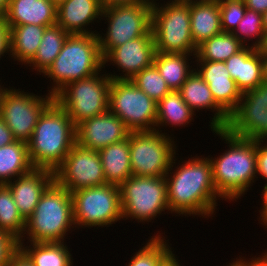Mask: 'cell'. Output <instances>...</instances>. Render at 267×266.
<instances>
[{"label": "cell", "mask_w": 267, "mask_h": 266, "mask_svg": "<svg viewBox=\"0 0 267 266\" xmlns=\"http://www.w3.org/2000/svg\"><path fill=\"white\" fill-rule=\"evenodd\" d=\"M262 254H263L262 256L267 259V251Z\"/></svg>", "instance_id": "56"}, {"label": "cell", "mask_w": 267, "mask_h": 266, "mask_svg": "<svg viewBox=\"0 0 267 266\" xmlns=\"http://www.w3.org/2000/svg\"><path fill=\"white\" fill-rule=\"evenodd\" d=\"M76 143V126L55 100L40 115L28 154L34 168L55 171Z\"/></svg>", "instance_id": "3"}, {"label": "cell", "mask_w": 267, "mask_h": 266, "mask_svg": "<svg viewBox=\"0 0 267 266\" xmlns=\"http://www.w3.org/2000/svg\"><path fill=\"white\" fill-rule=\"evenodd\" d=\"M193 115L196 116L184 102L180 92L170 91L157 103L155 130L161 128L160 126H186L193 120Z\"/></svg>", "instance_id": "30"}, {"label": "cell", "mask_w": 267, "mask_h": 266, "mask_svg": "<svg viewBox=\"0 0 267 266\" xmlns=\"http://www.w3.org/2000/svg\"><path fill=\"white\" fill-rule=\"evenodd\" d=\"M223 32L233 33L244 17L246 6L243 0H219Z\"/></svg>", "instance_id": "37"}, {"label": "cell", "mask_w": 267, "mask_h": 266, "mask_svg": "<svg viewBox=\"0 0 267 266\" xmlns=\"http://www.w3.org/2000/svg\"><path fill=\"white\" fill-rule=\"evenodd\" d=\"M263 63H264V81L267 82V46L262 48Z\"/></svg>", "instance_id": "48"}, {"label": "cell", "mask_w": 267, "mask_h": 266, "mask_svg": "<svg viewBox=\"0 0 267 266\" xmlns=\"http://www.w3.org/2000/svg\"><path fill=\"white\" fill-rule=\"evenodd\" d=\"M69 35L57 24L46 27L37 53L27 65L44 74L57 58Z\"/></svg>", "instance_id": "31"}, {"label": "cell", "mask_w": 267, "mask_h": 266, "mask_svg": "<svg viewBox=\"0 0 267 266\" xmlns=\"http://www.w3.org/2000/svg\"><path fill=\"white\" fill-rule=\"evenodd\" d=\"M12 181L6 185L11 190L19 213L26 220L35 211L45 190L54 181V172L33 168L30 172L18 176Z\"/></svg>", "instance_id": "19"}, {"label": "cell", "mask_w": 267, "mask_h": 266, "mask_svg": "<svg viewBox=\"0 0 267 266\" xmlns=\"http://www.w3.org/2000/svg\"><path fill=\"white\" fill-rule=\"evenodd\" d=\"M104 67L97 34H70L57 58L43 74L53 80L55 96L67 84L89 78Z\"/></svg>", "instance_id": "4"}, {"label": "cell", "mask_w": 267, "mask_h": 266, "mask_svg": "<svg viewBox=\"0 0 267 266\" xmlns=\"http://www.w3.org/2000/svg\"><path fill=\"white\" fill-rule=\"evenodd\" d=\"M225 129L238 138L267 140V82L242 94Z\"/></svg>", "instance_id": "15"}, {"label": "cell", "mask_w": 267, "mask_h": 266, "mask_svg": "<svg viewBox=\"0 0 267 266\" xmlns=\"http://www.w3.org/2000/svg\"><path fill=\"white\" fill-rule=\"evenodd\" d=\"M228 266H248L241 257L238 259L236 258V261L234 260L232 263H229Z\"/></svg>", "instance_id": "50"}, {"label": "cell", "mask_w": 267, "mask_h": 266, "mask_svg": "<svg viewBox=\"0 0 267 266\" xmlns=\"http://www.w3.org/2000/svg\"><path fill=\"white\" fill-rule=\"evenodd\" d=\"M57 6L51 0H9L4 16L8 26L56 24Z\"/></svg>", "instance_id": "23"}, {"label": "cell", "mask_w": 267, "mask_h": 266, "mask_svg": "<svg viewBox=\"0 0 267 266\" xmlns=\"http://www.w3.org/2000/svg\"><path fill=\"white\" fill-rule=\"evenodd\" d=\"M263 196V203H267V183H265L263 190H262V194Z\"/></svg>", "instance_id": "51"}, {"label": "cell", "mask_w": 267, "mask_h": 266, "mask_svg": "<svg viewBox=\"0 0 267 266\" xmlns=\"http://www.w3.org/2000/svg\"><path fill=\"white\" fill-rule=\"evenodd\" d=\"M63 243H34L29 246L19 242V249L28 257L33 266H73L68 246Z\"/></svg>", "instance_id": "29"}, {"label": "cell", "mask_w": 267, "mask_h": 266, "mask_svg": "<svg viewBox=\"0 0 267 266\" xmlns=\"http://www.w3.org/2000/svg\"><path fill=\"white\" fill-rule=\"evenodd\" d=\"M263 142H266V144ZM256 174L262 176L267 182V140H256Z\"/></svg>", "instance_id": "39"}, {"label": "cell", "mask_w": 267, "mask_h": 266, "mask_svg": "<svg viewBox=\"0 0 267 266\" xmlns=\"http://www.w3.org/2000/svg\"><path fill=\"white\" fill-rule=\"evenodd\" d=\"M9 0H0V17H4L8 8Z\"/></svg>", "instance_id": "49"}, {"label": "cell", "mask_w": 267, "mask_h": 266, "mask_svg": "<svg viewBox=\"0 0 267 266\" xmlns=\"http://www.w3.org/2000/svg\"><path fill=\"white\" fill-rule=\"evenodd\" d=\"M190 28L196 47L223 32L219 0L190 2Z\"/></svg>", "instance_id": "24"}, {"label": "cell", "mask_w": 267, "mask_h": 266, "mask_svg": "<svg viewBox=\"0 0 267 266\" xmlns=\"http://www.w3.org/2000/svg\"><path fill=\"white\" fill-rule=\"evenodd\" d=\"M156 48L153 34H145L113 48L104 58V67L110 62L124 75L107 74L112 80H131L140 71L153 65ZM125 72V73H124Z\"/></svg>", "instance_id": "16"}, {"label": "cell", "mask_w": 267, "mask_h": 266, "mask_svg": "<svg viewBox=\"0 0 267 266\" xmlns=\"http://www.w3.org/2000/svg\"><path fill=\"white\" fill-rule=\"evenodd\" d=\"M247 9L263 14L267 11V0H243Z\"/></svg>", "instance_id": "44"}, {"label": "cell", "mask_w": 267, "mask_h": 266, "mask_svg": "<svg viewBox=\"0 0 267 266\" xmlns=\"http://www.w3.org/2000/svg\"><path fill=\"white\" fill-rule=\"evenodd\" d=\"M7 266H33L28 257L19 249L11 258Z\"/></svg>", "instance_id": "43"}, {"label": "cell", "mask_w": 267, "mask_h": 266, "mask_svg": "<svg viewBox=\"0 0 267 266\" xmlns=\"http://www.w3.org/2000/svg\"><path fill=\"white\" fill-rule=\"evenodd\" d=\"M131 81L156 103L171 91L154 65L140 71Z\"/></svg>", "instance_id": "36"}, {"label": "cell", "mask_w": 267, "mask_h": 266, "mask_svg": "<svg viewBox=\"0 0 267 266\" xmlns=\"http://www.w3.org/2000/svg\"><path fill=\"white\" fill-rule=\"evenodd\" d=\"M119 188L123 220L132 218L141 223L151 222L157 214L169 211L165 176L132 175Z\"/></svg>", "instance_id": "8"}, {"label": "cell", "mask_w": 267, "mask_h": 266, "mask_svg": "<svg viewBox=\"0 0 267 266\" xmlns=\"http://www.w3.org/2000/svg\"><path fill=\"white\" fill-rule=\"evenodd\" d=\"M2 87H3V88H2ZM6 89H7V87L5 88L4 85H3V86L0 85V105H1V99H2L3 93H4V91H5Z\"/></svg>", "instance_id": "53"}, {"label": "cell", "mask_w": 267, "mask_h": 266, "mask_svg": "<svg viewBox=\"0 0 267 266\" xmlns=\"http://www.w3.org/2000/svg\"><path fill=\"white\" fill-rule=\"evenodd\" d=\"M54 180L70 193L107 184L98 151L75 143L61 165L54 171Z\"/></svg>", "instance_id": "14"}, {"label": "cell", "mask_w": 267, "mask_h": 266, "mask_svg": "<svg viewBox=\"0 0 267 266\" xmlns=\"http://www.w3.org/2000/svg\"><path fill=\"white\" fill-rule=\"evenodd\" d=\"M34 167L28 154V144L24 141L0 147V185L7 184L18 176L30 172Z\"/></svg>", "instance_id": "28"}, {"label": "cell", "mask_w": 267, "mask_h": 266, "mask_svg": "<svg viewBox=\"0 0 267 266\" xmlns=\"http://www.w3.org/2000/svg\"><path fill=\"white\" fill-rule=\"evenodd\" d=\"M157 131L130 132V163L132 175L162 177L171 167L176 155L174 137Z\"/></svg>", "instance_id": "9"}, {"label": "cell", "mask_w": 267, "mask_h": 266, "mask_svg": "<svg viewBox=\"0 0 267 266\" xmlns=\"http://www.w3.org/2000/svg\"><path fill=\"white\" fill-rule=\"evenodd\" d=\"M10 27V56L14 61L28 64L37 53L45 26L25 24Z\"/></svg>", "instance_id": "26"}, {"label": "cell", "mask_w": 267, "mask_h": 266, "mask_svg": "<svg viewBox=\"0 0 267 266\" xmlns=\"http://www.w3.org/2000/svg\"><path fill=\"white\" fill-rule=\"evenodd\" d=\"M225 64L242 94L264 82L262 48L244 46L239 52L227 59Z\"/></svg>", "instance_id": "20"}, {"label": "cell", "mask_w": 267, "mask_h": 266, "mask_svg": "<svg viewBox=\"0 0 267 266\" xmlns=\"http://www.w3.org/2000/svg\"><path fill=\"white\" fill-rule=\"evenodd\" d=\"M243 47L233 33L221 32L200 44L194 57L195 61L225 62Z\"/></svg>", "instance_id": "32"}, {"label": "cell", "mask_w": 267, "mask_h": 266, "mask_svg": "<svg viewBox=\"0 0 267 266\" xmlns=\"http://www.w3.org/2000/svg\"><path fill=\"white\" fill-rule=\"evenodd\" d=\"M178 1H183V2H193V1H206V0H178Z\"/></svg>", "instance_id": "55"}, {"label": "cell", "mask_w": 267, "mask_h": 266, "mask_svg": "<svg viewBox=\"0 0 267 266\" xmlns=\"http://www.w3.org/2000/svg\"><path fill=\"white\" fill-rule=\"evenodd\" d=\"M176 159L175 156L171 163L172 168L170 167L165 175L169 211L171 214H179L178 216L192 214L211 217L216 212L217 200L222 197L214 185L209 156L196 155L187 162L182 161L184 164L178 167H175ZM173 166L177 169L173 170Z\"/></svg>", "instance_id": "1"}, {"label": "cell", "mask_w": 267, "mask_h": 266, "mask_svg": "<svg viewBox=\"0 0 267 266\" xmlns=\"http://www.w3.org/2000/svg\"><path fill=\"white\" fill-rule=\"evenodd\" d=\"M229 144L227 151L218 157H210L213 181L221 200L236 201L251 188L258 178L256 140L238 138L226 129H211ZM213 158V159H212Z\"/></svg>", "instance_id": "2"}, {"label": "cell", "mask_w": 267, "mask_h": 266, "mask_svg": "<svg viewBox=\"0 0 267 266\" xmlns=\"http://www.w3.org/2000/svg\"><path fill=\"white\" fill-rule=\"evenodd\" d=\"M105 181L120 186L132 176L128 137L98 151Z\"/></svg>", "instance_id": "25"}, {"label": "cell", "mask_w": 267, "mask_h": 266, "mask_svg": "<svg viewBox=\"0 0 267 266\" xmlns=\"http://www.w3.org/2000/svg\"><path fill=\"white\" fill-rule=\"evenodd\" d=\"M10 56V27L4 17H0V60L4 54Z\"/></svg>", "instance_id": "40"}, {"label": "cell", "mask_w": 267, "mask_h": 266, "mask_svg": "<svg viewBox=\"0 0 267 266\" xmlns=\"http://www.w3.org/2000/svg\"><path fill=\"white\" fill-rule=\"evenodd\" d=\"M103 8L115 5H131L142 3H154L155 0H100Z\"/></svg>", "instance_id": "42"}, {"label": "cell", "mask_w": 267, "mask_h": 266, "mask_svg": "<svg viewBox=\"0 0 267 266\" xmlns=\"http://www.w3.org/2000/svg\"><path fill=\"white\" fill-rule=\"evenodd\" d=\"M262 19H263V26H264V29H265V33L267 35V11H265L262 14Z\"/></svg>", "instance_id": "52"}, {"label": "cell", "mask_w": 267, "mask_h": 266, "mask_svg": "<svg viewBox=\"0 0 267 266\" xmlns=\"http://www.w3.org/2000/svg\"><path fill=\"white\" fill-rule=\"evenodd\" d=\"M235 37L244 45L256 49L264 48L267 45V35L263 26L262 14L246 8L244 17L233 32ZM256 38V39H255ZM256 40L255 42L253 41ZM253 41V44L247 42Z\"/></svg>", "instance_id": "34"}, {"label": "cell", "mask_w": 267, "mask_h": 266, "mask_svg": "<svg viewBox=\"0 0 267 266\" xmlns=\"http://www.w3.org/2000/svg\"><path fill=\"white\" fill-rule=\"evenodd\" d=\"M176 254H173L171 250L159 263L158 266H181L178 262L179 260L176 259Z\"/></svg>", "instance_id": "45"}, {"label": "cell", "mask_w": 267, "mask_h": 266, "mask_svg": "<svg viewBox=\"0 0 267 266\" xmlns=\"http://www.w3.org/2000/svg\"><path fill=\"white\" fill-rule=\"evenodd\" d=\"M101 72L64 86L54 100L67 111L73 124L98 116L109 109V90L112 79Z\"/></svg>", "instance_id": "7"}, {"label": "cell", "mask_w": 267, "mask_h": 266, "mask_svg": "<svg viewBox=\"0 0 267 266\" xmlns=\"http://www.w3.org/2000/svg\"><path fill=\"white\" fill-rule=\"evenodd\" d=\"M102 11L100 0H65L57 6L56 24L69 34H98L86 28L101 18Z\"/></svg>", "instance_id": "21"}, {"label": "cell", "mask_w": 267, "mask_h": 266, "mask_svg": "<svg viewBox=\"0 0 267 266\" xmlns=\"http://www.w3.org/2000/svg\"><path fill=\"white\" fill-rule=\"evenodd\" d=\"M26 220L19 213L18 207L13 200L11 190L6 184L0 185V230L8 232L19 240L23 239Z\"/></svg>", "instance_id": "33"}, {"label": "cell", "mask_w": 267, "mask_h": 266, "mask_svg": "<svg viewBox=\"0 0 267 266\" xmlns=\"http://www.w3.org/2000/svg\"><path fill=\"white\" fill-rule=\"evenodd\" d=\"M196 54L156 52L153 65L157 68L171 91H178L186 79L195 70L190 66V56ZM191 67V68H190Z\"/></svg>", "instance_id": "27"}, {"label": "cell", "mask_w": 267, "mask_h": 266, "mask_svg": "<svg viewBox=\"0 0 267 266\" xmlns=\"http://www.w3.org/2000/svg\"><path fill=\"white\" fill-rule=\"evenodd\" d=\"M151 30L156 52L196 54L190 28V2L170 0L159 5L155 0Z\"/></svg>", "instance_id": "6"}, {"label": "cell", "mask_w": 267, "mask_h": 266, "mask_svg": "<svg viewBox=\"0 0 267 266\" xmlns=\"http://www.w3.org/2000/svg\"><path fill=\"white\" fill-rule=\"evenodd\" d=\"M15 141L16 139L14 138L11 130L8 128L5 121L0 117V147L9 145Z\"/></svg>", "instance_id": "41"}, {"label": "cell", "mask_w": 267, "mask_h": 266, "mask_svg": "<svg viewBox=\"0 0 267 266\" xmlns=\"http://www.w3.org/2000/svg\"><path fill=\"white\" fill-rule=\"evenodd\" d=\"M178 91L184 102L194 113L196 110L202 109H211V112L213 110L214 115L209 125L211 129H225L229 121V115L215 102L208 84L196 69Z\"/></svg>", "instance_id": "22"}, {"label": "cell", "mask_w": 267, "mask_h": 266, "mask_svg": "<svg viewBox=\"0 0 267 266\" xmlns=\"http://www.w3.org/2000/svg\"><path fill=\"white\" fill-rule=\"evenodd\" d=\"M153 3L115 5L103 8L101 19L108 22L105 34H97L103 58L115 47L152 33Z\"/></svg>", "instance_id": "11"}, {"label": "cell", "mask_w": 267, "mask_h": 266, "mask_svg": "<svg viewBox=\"0 0 267 266\" xmlns=\"http://www.w3.org/2000/svg\"><path fill=\"white\" fill-rule=\"evenodd\" d=\"M48 94V95H47ZM39 96L20 89L7 88L2 96L0 117L11 130L14 138L28 142L43 111L54 101L47 93Z\"/></svg>", "instance_id": "13"}, {"label": "cell", "mask_w": 267, "mask_h": 266, "mask_svg": "<svg viewBox=\"0 0 267 266\" xmlns=\"http://www.w3.org/2000/svg\"><path fill=\"white\" fill-rule=\"evenodd\" d=\"M70 194L75 228L109 227L123 219L118 185L107 183L73 191Z\"/></svg>", "instance_id": "10"}, {"label": "cell", "mask_w": 267, "mask_h": 266, "mask_svg": "<svg viewBox=\"0 0 267 266\" xmlns=\"http://www.w3.org/2000/svg\"><path fill=\"white\" fill-rule=\"evenodd\" d=\"M19 250V240L8 232L0 230V266H7Z\"/></svg>", "instance_id": "38"}, {"label": "cell", "mask_w": 267, "mask_h": 266, "mask_svg": "<svg viewBox=\"0 0 267 266\" xmlns=\"http://www.w3.org/2000/svg\"><path fill=\"white\" fill-rule=\"evenodd\" d=\"M74 227L71 194L54 180L26 219L23 238L26 234L29 242L63 243Z\"/></svg>", "instance_id": "5"}, {"label": "cell", "mask_w": 267, "mask_h": 266, "mask_svg": "<svg viewBox=\"0 0 267 266\" xmlns=\"http://www.w3.org/2000/svg\"><path fill=\"white\" fill-rule=\"evenodd\" d=\"M262 209L259 211L260 213V218L261 219L260 221H262L263 224L265 227L267 226V203H263V206L261 207ZM267 228V227H266Z\"/></svg>", "instance_id": "47"}, {"label": "cell", "mask_w": 267, "mask_h": 266, "mask_svg": "<svg viewBox=\"0 0 267 266\" xmlns=\"http://www.w3.org/2000/svg\"><path fill=\"white\" fill-rule=\"evenodd\" d=\"M56 6L60 5L63 3L65 0H51Z\"/></svg>", "instance_id": "54"}, {"label": "cell", "mask_w": 267, "mask_h": 266, "mask_svg": "<svg viewBox=\"0 0 267 266\" xmlns=\"http://www.w3.org/2000/svg\"><path fill=\"white\" fill-rule=\"evenodd\" d=\"M248 266H267V259L264 258L263 256L260 257H254L253 259L251 258L250 260H246L241 258Z\"/></svg>", "instance_id": "46"}, {"label": "cell", "mask_w": 267, "mask_h": 266, "mask_svg": "<svg viewBox=\"0 0 267 266\" xmlns=\"http://www.w3.org/2000/svg\"><path fill=\"white\" fill-rule=\"evenodd\" d=\"M161 234L154 235L138 252L131 257L126 266H158L160 261L173 249Z\"/></svg>", "instance_id": "35"}, {"label": "cell", "mask_w": 267, "mask_h": 266, "mask_svg": "<svg viewBox=\"0 0 267 266\" xmlns=\"http://www.w3.org/2000/svg\"><path fill=\"white\" fill-rule=\"evenodd\" d=\"M129 133L124 122L108 109L76 126V143L99 151L112 143L126 139Z\"/></svg>", "instance_id": "17"}, {"label": "cell", "mask_w": 267, "mask_h": 266, "mask_svg": "<svg viewBox=\"0 0 267 266\" xmlns=\"http://www.w3.org/2000/svg\"><path fill=\"white\" fill-rule=\"evenodd\" d=\"M195 63L200 68L196 71L208 84L215 102L230 115L237 108L242 93L231 78L225 62L195 61Z\"/></svg>", "instance_id": "18"}, {"label": "cell", "mask_w": 267, "mask_h": 266, "mask_svg": "<svg viewBox=\"0 0 267 266\" xmlns=\"http://www.w3.org/2000/svg\"><path fill=\"white\" fill-rule=\"evenodd\" d=\"M109 110L130 132L155 130L157 103L131 80L111 81Z\"/></svg>", "instance_id": "12"}]
</instances>
